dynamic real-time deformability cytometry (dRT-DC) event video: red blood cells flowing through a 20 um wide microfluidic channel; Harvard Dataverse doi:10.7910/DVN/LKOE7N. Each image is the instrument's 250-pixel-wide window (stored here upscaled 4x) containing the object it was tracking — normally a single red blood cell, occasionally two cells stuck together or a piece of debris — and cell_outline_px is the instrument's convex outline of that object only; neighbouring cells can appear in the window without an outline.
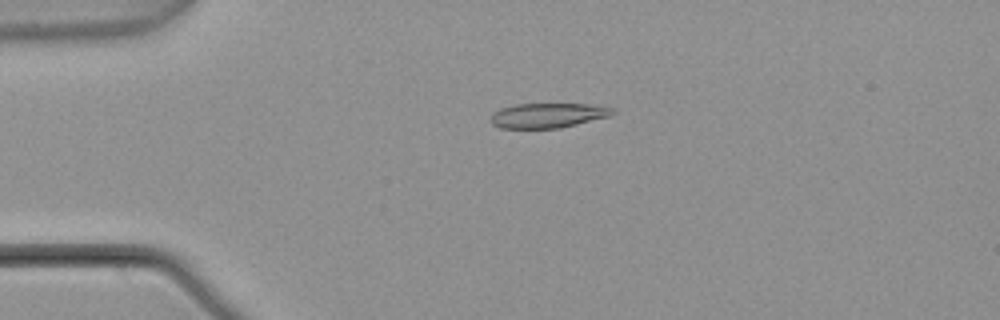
{"species": "common noctule bat (a hibernating species)", "species_latin": "Nyctalus noctula", "temperature_condition": "warm", "stored_images_in_passage": 2, "camera_frame_rate_fps": 3000, "um_per_image_px": 0.085, "animal": {"sex": "male", "body_mass_g": 21.5, "forearm_length_mm": 52.0}, "frame": {"image": 1, "passage_image": 1, "time_ms": 0.0, "image_size_px": [1000, 320], "cell_outline_px": [[616, 112], [608, 116], [560, 128], [500, 128], [492, 124], [492, 112], [500, 108], [516, 104], [588, 104], [616, 108]], "centroid_in_image_um": [46.56, 9.8], "position_along_channel_um": 38.4, "area_um2": 17.51}}